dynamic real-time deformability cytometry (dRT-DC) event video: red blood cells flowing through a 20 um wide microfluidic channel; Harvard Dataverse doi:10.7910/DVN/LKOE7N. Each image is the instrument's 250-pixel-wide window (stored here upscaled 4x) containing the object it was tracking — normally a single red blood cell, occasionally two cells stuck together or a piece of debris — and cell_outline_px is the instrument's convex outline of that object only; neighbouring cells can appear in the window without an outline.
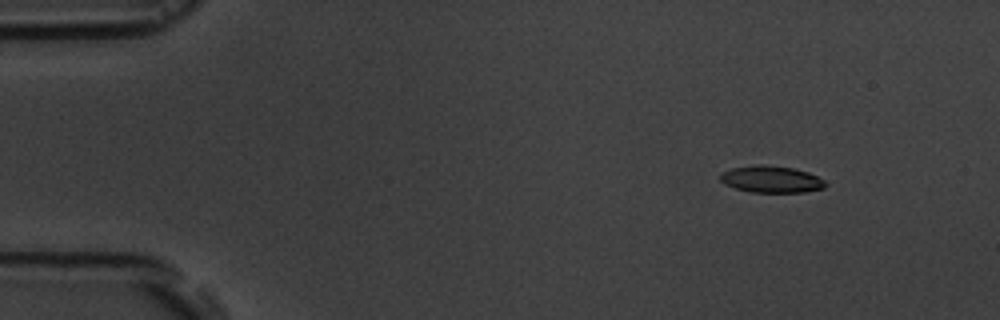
{"species": "common noctule bat (a hibernating species)", "species_latin": "Nyctalus noctula", "temperature_condition": "room temperature", "stored_images_in_passage": 4, "camera_frame_rate_fps": 3000, "um_per_image_px": 0.085, "animal": {"sex": "male", "body_mass_g": 19.5, "forearm_length_mm": 54.6}, "frame": {"image": 1, "passage_image": 1, "time_ms": 0.0, "image_size_px": [1000, 320], "cell_outline_px": [[828, 184], [824, 188], [804, 192], [752, 192], [736, 188], [724, 184], [720, 180], [720, 172], [732, 168], [756, 164], [764, 164], [792, 168], [808, 172], [824, 180]], "centroid_in_image_um": [65.55, 15.23], "position_along_channel_um": 19.5, "area_um2": 16.47}}
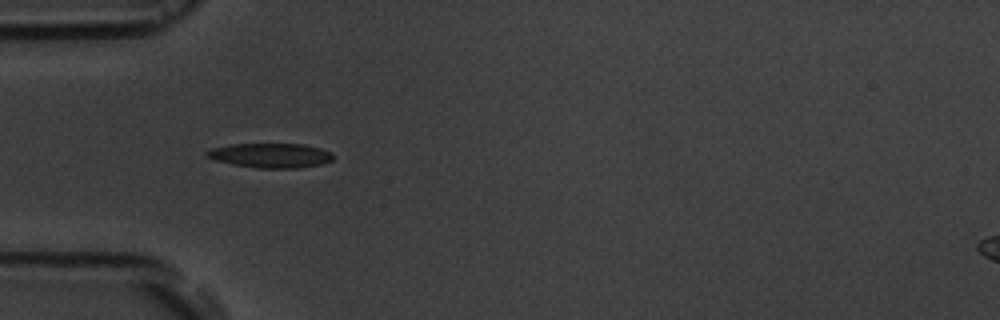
{"frame": {"image": 2, "passage_image": 4, "time_ms": 3.667, "image_size_px": [1000, 320], "cell_outline_px": [[336, 156], [332, 160], [320, 164], [300, 168], [256, 168], [232, 164], [216, 160], [204, 156], [204, 152], [212, 148], [232, 144], [304, 144], [320, 148], [332, 152]], "centroid_in_image_um": [23.01, 13.21], "position_along_channel_um": 62.0, "area_um2": 18.21}}